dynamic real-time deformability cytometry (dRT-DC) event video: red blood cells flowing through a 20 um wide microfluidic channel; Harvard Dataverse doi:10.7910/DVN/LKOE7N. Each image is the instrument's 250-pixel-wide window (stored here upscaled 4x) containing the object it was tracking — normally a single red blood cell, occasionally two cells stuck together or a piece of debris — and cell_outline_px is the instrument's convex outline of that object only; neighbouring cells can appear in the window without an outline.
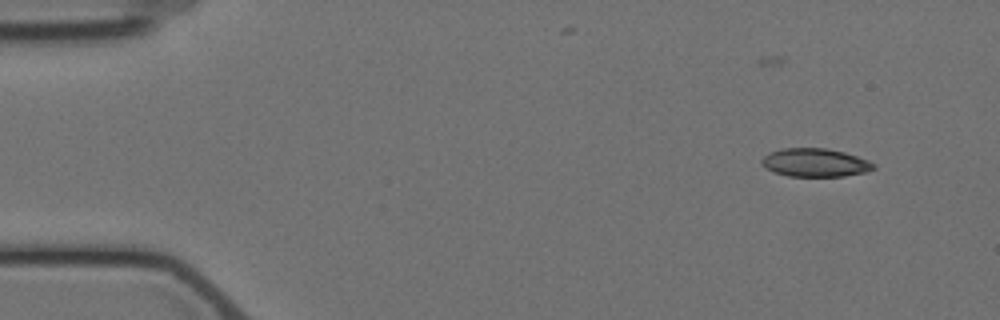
{"species": "Egyptian fruit bat (a non-hibernating species)", "species_latin": "Rousettus aegyptiacus", "temperature_condition": "cold", "stored_images_in_passage": 4, "camera_frame_rate_fps": 3000, "um_per_image_px": 0.085, "animal": {"sex": "female"}, "frame": {"image": 1, "passage_image": 1, "time_ms": 0.0, "image_size_px": [1000, 320], "cell_outline_px": [[876, 168], [864, 172], [844, 176], [788, 176], [776, 172], [760, 164], [760, 160], [768, 152], [784, 148], [824, 148], [844, 152], [868, 160], [876, 164]], "centroid_in_image_um": [69.28, 13.81], "position_along_channel_um": 15.7, "area_um2": 18.38}}
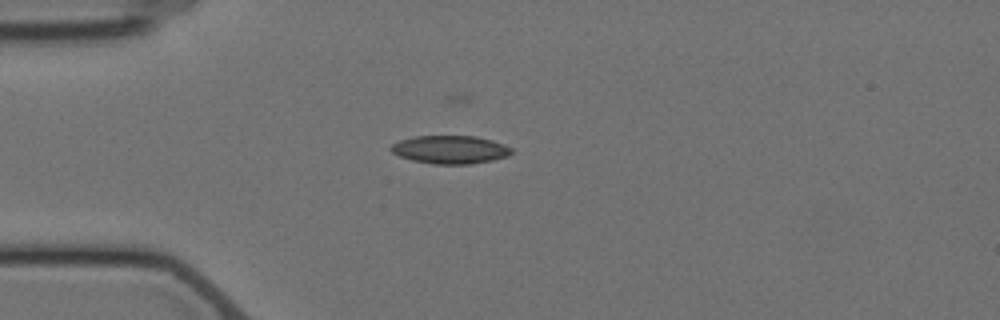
{"frame": {"image": 2, "passage_image": 4, "time_ms": 3.333, "image_size_px": [1000, 320], "cell_outline_px": [[512, 152], [508, 156], [492, 160], [472, 164], [432, 164], [412, 160], [400, 156], [392, 152], [388, 148], [392, 144], [400, 140], [416, 136], [476, 136], [492, 140], [504, 144], [512, 148]], "centroid_in_image_um": [38.27, 12.72], "position_along_channel_um": 46.7, "area_um2": 19.83}}